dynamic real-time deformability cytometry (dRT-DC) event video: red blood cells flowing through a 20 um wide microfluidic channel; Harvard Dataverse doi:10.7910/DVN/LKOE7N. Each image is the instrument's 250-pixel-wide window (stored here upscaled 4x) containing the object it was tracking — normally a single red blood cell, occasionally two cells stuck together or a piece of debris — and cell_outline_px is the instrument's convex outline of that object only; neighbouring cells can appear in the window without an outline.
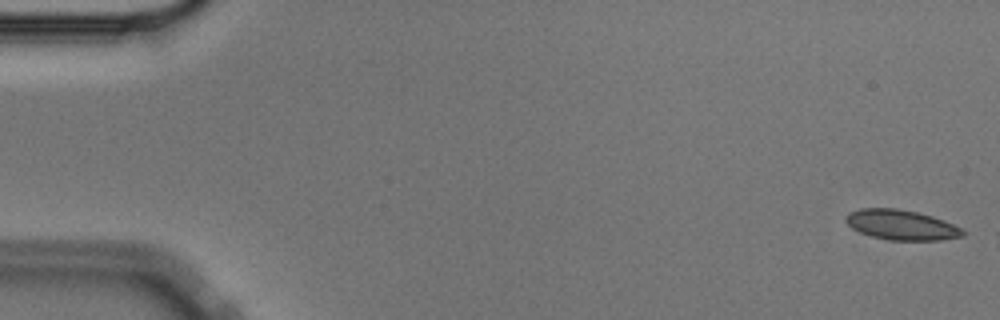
{"species": "Egyptian fruit bat (a non-hibernating species)", "species_latin": "Rousettus aegyptiacus", "temperature_condition": "cold", "stored_images_in_passage": 16, "camera_frame_rate_fps": 3000, "um_per_image_px": 0.085, "animal": {"sex": "male"}, "frame": {"image": 1, "passage_image": 1, "time_ms": 0.0, "image_size_px": [1000, 320], "cell_outline_px": [[964, 236], [940, 240], [888, 240], [872, 236], [860, 232], [852, 228], [844, 220], [844, 216], [848, 212], [860, 208], [896, 208], [916, 212], [932, 216], [944, 220], [960, 228], [964, 232]], "centroid_in_image_um": [76.57, 19.11], "position_along_channel_um": 8.4, "area_um2": 20.46}}